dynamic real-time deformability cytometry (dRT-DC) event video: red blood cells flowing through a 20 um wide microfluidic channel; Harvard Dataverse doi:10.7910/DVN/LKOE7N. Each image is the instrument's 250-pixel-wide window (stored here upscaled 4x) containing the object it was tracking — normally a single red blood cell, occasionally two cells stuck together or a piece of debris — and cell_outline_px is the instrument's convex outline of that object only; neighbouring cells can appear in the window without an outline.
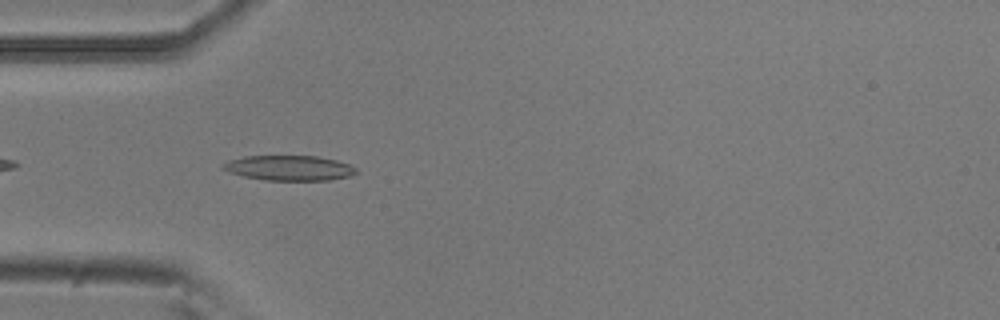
{"species": "common noctule bat (a hibernating species)", "species_latin": "Nyctalus noctula", "temperature_condition": "room temperature", "stored_images_in_passage": 36, "camera_frame_rate_fps": 3000, "um_per_image_px": 0.085, "animal": {"sex": "male", "body_mass_g": 20.5, "forearm_length_mm": 52.5}, "frame": {"image": 1, "passage_image": 3, "time_ms": 0.667, "image_size_px": [1000, 320], "cell_outline_px": [[356, 172], [352, 176], [328, 180], [264, 180], [244, 176], [228, 172], [220, 168], [220, 164], [228, 160], [244, 156], [316, 156], [336, 160], [348, 164], [356, 168]], "centroid_in_image_um": [24.53, 14.27], "position_along_channel_um": 60.5, "area_um2": 19.54}}
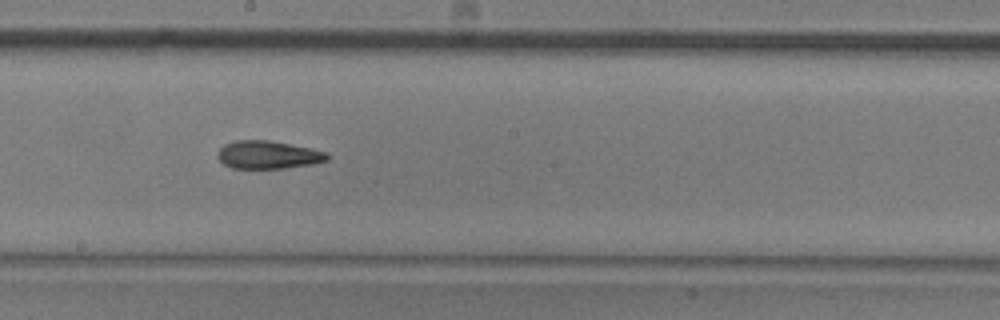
{"frame": {"image": 2, "passage_image": 16, "time_ms": 5.0, "image_size_px": [1000, 320], "cell_outline_px": [[328, 160], [316, 164], [284, 168], [232, 168], [224, 164], [220, 160], [220, 148], [224, 144], [236, 140], [268, 140], [328, 152]], "centroid_in_image_um": [22.82, 13.16], "position_along_channel_um": 225.4, "area_um2": 17.63}}
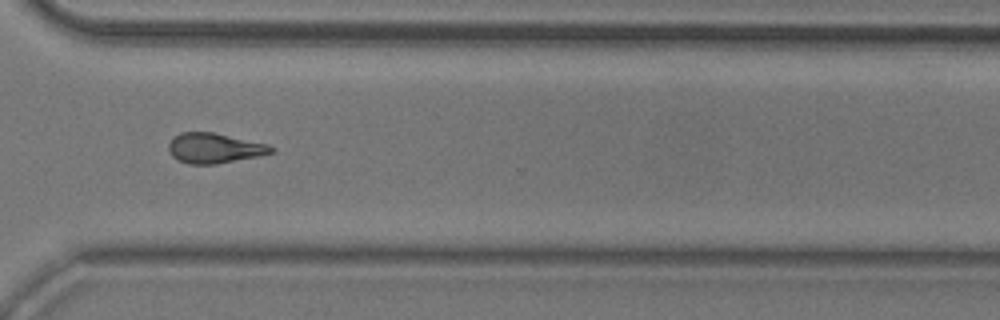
{"frame": {"image": 3, "passage_image": 26, "time_ms": 8.333, "image_size_px": [1000, 320], "cell_outline_px": [[276, 152], [260, 156], [216, 164], [188, 164], [172, 156], [168, 148], [168, 144], [172, 136], [180, 132], [212, 132], [268, 144], [276, 148]], "centroid_in_image_um": [18.24, 12.59], "position_along_channel_um": 352.4, "area_um2": 18.15}, "authors_computed_cell_mechanics": {"area_um2": 17.918, "velocity_mm_per_s": 3.8191, "shape_relaxation_time_tau1_ms": 9.1907, "shape_relaxation_time_tau2_ms": 4.158, "deformation_change_tau1": 0.2165, "deformation_change_tau2": 0.1371}}